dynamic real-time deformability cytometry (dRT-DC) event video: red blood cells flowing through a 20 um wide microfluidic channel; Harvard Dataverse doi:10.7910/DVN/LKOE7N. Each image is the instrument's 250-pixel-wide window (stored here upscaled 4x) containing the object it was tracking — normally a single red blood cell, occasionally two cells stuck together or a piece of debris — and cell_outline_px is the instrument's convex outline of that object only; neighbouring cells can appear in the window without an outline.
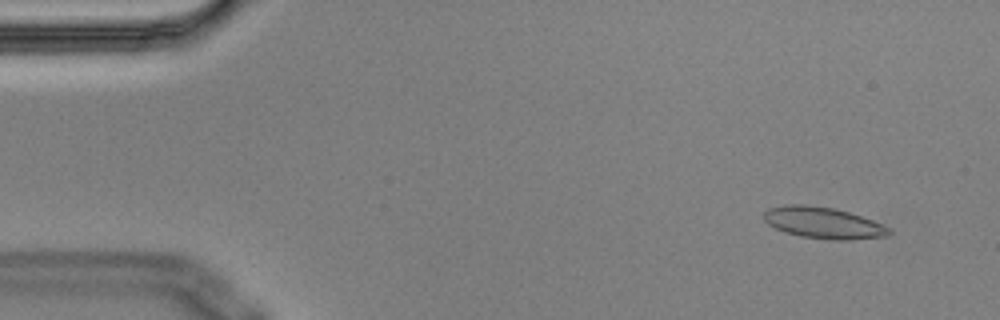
{"species": "Egyptian fruit bat (a non-hibernating species)", "species_latin": "Rousettus aegyptiacus", "temperature_condition": "cold", "stored_images_in_passage": 4, "camera_frame_rate_fps": 3000, "um_per_image_px": 0.085, "animal": {"sex": "male"}, "frame": {"image": 1, "passage_image": 2, "time_ms": 0.333, "image_size_px": [1000, 320], "cell_outline_px": [[892, 232], [884, 236], [852, 240], [832, 240], [800, 236], [784, 232], [768, 224], [764, 220], [764, 212], [768, 208], [784, 204], [804, 204], [832, 208], [848, 212], [872, 220], [892, 228]], "centroid_in_image_um": [69.96, 18.94], "position_along_channel_um": 15.0, "area_um2": 22.95}}